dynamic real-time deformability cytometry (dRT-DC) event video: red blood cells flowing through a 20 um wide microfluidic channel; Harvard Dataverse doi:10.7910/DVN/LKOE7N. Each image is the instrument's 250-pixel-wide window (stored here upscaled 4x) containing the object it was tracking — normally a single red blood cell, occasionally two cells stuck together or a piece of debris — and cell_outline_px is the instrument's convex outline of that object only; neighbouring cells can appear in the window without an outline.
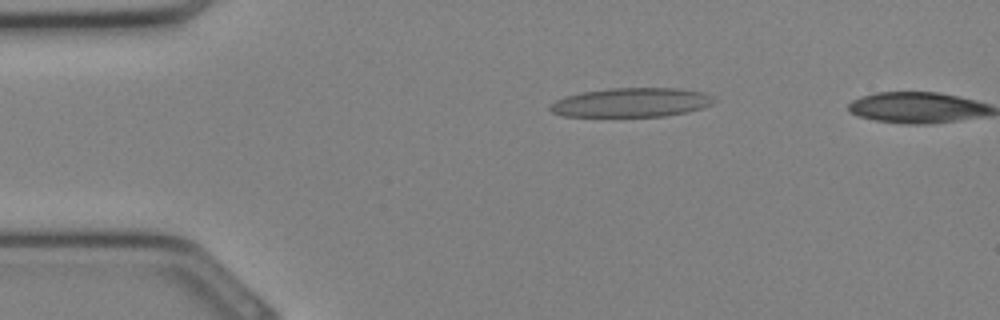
{"species": "Egyptian fruit bat (a non-hibernating species)", "species_latin": "Rousettus aegyptiacus", "temperature_condition": "cold", "stored_images_in_passage": 7, "camera_frame_rate_fps": 3000, "um_per_image_px": 0.085, "animal": {"sex": "female"}, "frame": {"image": 1, "passage_image": 6, "time_ms": 1.667, "image_size_px": [1000, 320], "cell_outline_px": [[716, 100], [712, 104], [688, 112], [664, 116], [564, 116], [552, 112], [548, 108], [556, 100], [564, 96], [580, 92], [612, 88], [680, 88], [704, 92], [712, 96]], "centroid_in_image_um": [53.68, 8.7], "position_along_channel_um": 31.3, "area_um2": 27.86}}